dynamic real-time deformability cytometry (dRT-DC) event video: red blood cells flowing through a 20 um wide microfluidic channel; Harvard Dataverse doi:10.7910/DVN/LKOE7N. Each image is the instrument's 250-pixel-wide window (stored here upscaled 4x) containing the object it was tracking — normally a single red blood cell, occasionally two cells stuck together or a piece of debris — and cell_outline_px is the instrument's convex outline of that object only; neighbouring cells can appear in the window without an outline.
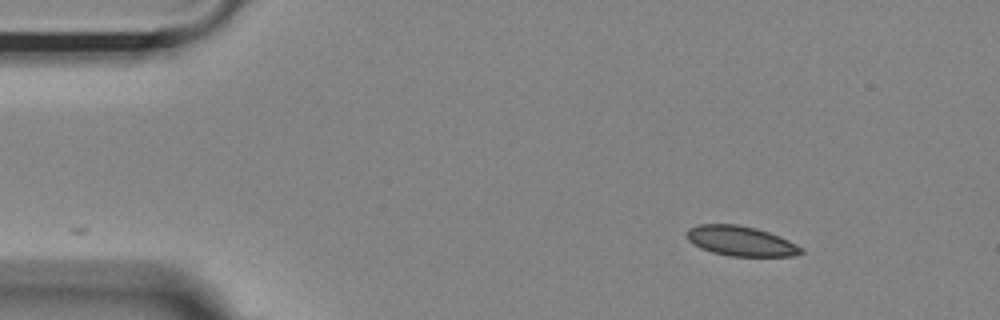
{"species": "Egyptian fruit bat (a non-hibernating species)", "species_latin": "Rousettus aegyptiacus", "temperature_condition": "room temperature", "stored_images_in_passage": 35, "camera_frame_rate_fps": 3000, "um_per_image_px": 0.085, "animal": {"sex": "female"}, "frame": {"image": 1, "passage_image": 1, "time_ms": 0.0, "image_size_px": [1000, 320], "cell_outline_px": [[804, 252], [796, 256], [728, 256], [712, 252], [700, 248], [692, 244], [688, 240], [688, 228], [700, 224], [736, 224], [756, 228], [780, 236], [804, 248]], "centroid_in_image_um": [62.99, 20.49], "position_along_channel_um": 22.0, "area_um2": 20.0}}
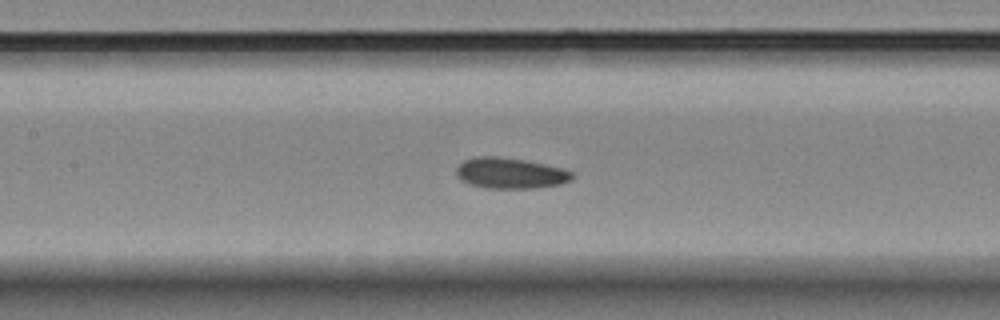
{"frame": {"image": 2, "passage_image": 19, "time_ms": 6.0, "image_size_px": [1000, 320], "cell_outline_px": [[576, 176], [572, 180], [560, 184], [536, 188], [488, 188], [468, 184], [456, 172], [456, 168], [464, 160], [480, 156], [496, 156], [524, 160], [564, 168], [572, 172]], "centroid_in_image_um": [43.44, 14.72], "position_along_channel_um": 164.0, "area_um2": 20.69}}
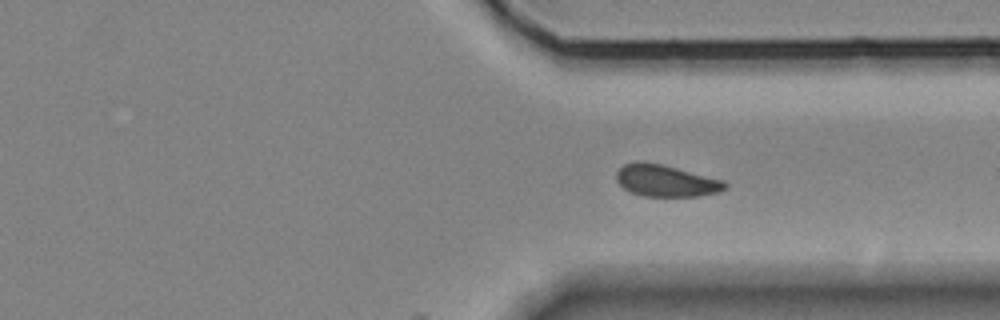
{"frame": {"image": 3, "passage_image": 35, "time_ms": 11.333, "image_size_px": [1000, 320], "cell_outline_px": [[728, 188], [720, 192], [700, 196], [644, 196], [632, 192], [624, 188], [616, 180], [616, 172], [624, 164], [636, 160], [640, 160], [660, 164], [724, 180], [728, 184]], "centroid_in_image_um": [56.62, 15.36], "position_along_channel_um": 354.8, "area_um2": 20.17}}